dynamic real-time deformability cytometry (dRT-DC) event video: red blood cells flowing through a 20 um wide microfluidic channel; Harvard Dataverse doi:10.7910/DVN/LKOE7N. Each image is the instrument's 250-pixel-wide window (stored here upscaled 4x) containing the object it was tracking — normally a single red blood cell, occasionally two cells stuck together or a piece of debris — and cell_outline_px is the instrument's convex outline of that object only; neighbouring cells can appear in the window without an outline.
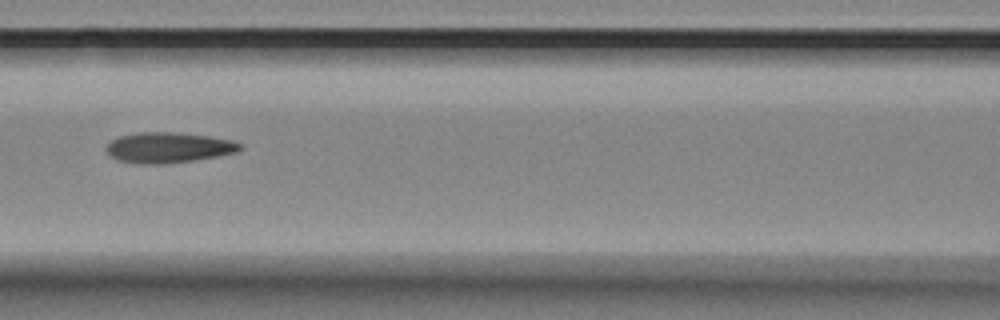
{"species": "Egyptian fruit bat (a non-hibernating species)", "species_latin": "Rousettus aegyptiacus", "temperature_condition": "room temperature", "stored_images_in_passage": 11, "camera_frame_rate_fps": 3000, "um_per_image_px": 0.085, "animal": {"sex": "female"}, "frame": {"image": 1, "passage_image": 4, "time_ms": 1.0, "image_size_px": [1000, 320], "cell_outline_px": [[244, 148], [236, 152], [216, 156], [192, 160], [164, 164], [140, 164], [116, 160], [108, 152], [108, 144], [112, 140], [120, 136], [140, 132], [176, 132], [208, 136], [232, 140], [244, 144]], "centroid_in_image_um": [14.36, 12.54], "position_along_channel_um": 152.2, "area_um2": 23.64}}
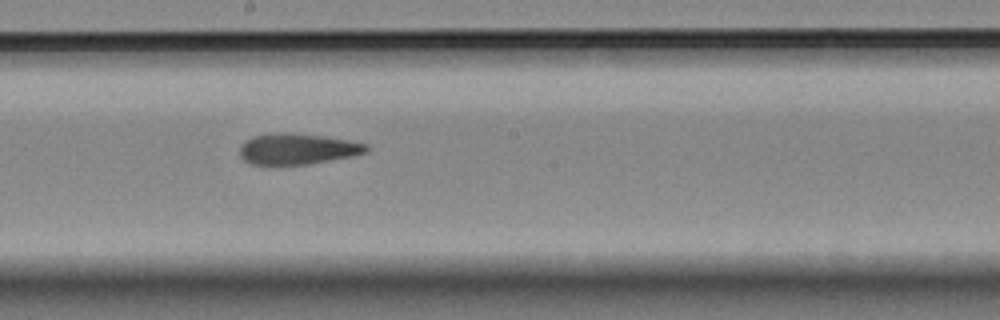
{"frame": {"image": 2, "passage_image": 6, "time_ms": 1.667, "image_size_px": [1000, 320], "cell_outline_px": [[368, 148], [364, 152], [348, 156], [308, 164], [252, 164], [244, 160], [240, 156], [240, 148], [244, 140], [252, 136], [276, 132], [288, 132], [320, 136], [348, 140], [368, 144]], "centroid_in_image_um": [25.21, 12.64], "position_along_channel_um": 223.0, "area_um2": 22.43}}
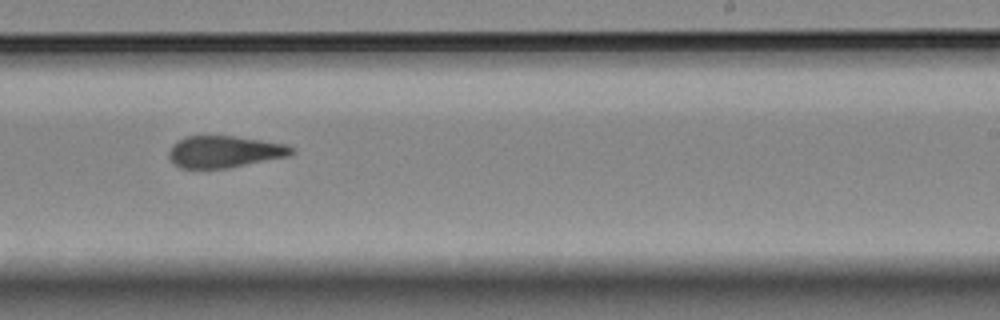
{"frame": {"image": 3, "passage_image": 7, "time_ms": 2.0, "image_size_px": [1000, 320], "cell_outline_px": [[292, 152], [288, 156], [228, 168], [180, 168], [168, 156], [168, 152], [172, 144], [184, 136], [232, 136], [288, 144], [292, 148]], "centroid_in_image_um": [19.04, 12.89], "position_along_channel_um": 270.0, "area_um2": 22.54}}